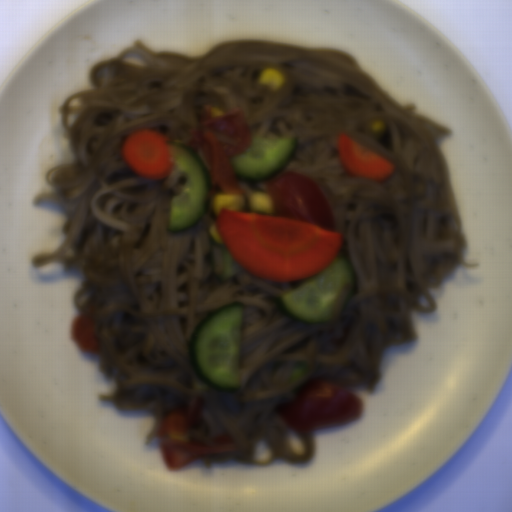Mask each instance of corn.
Here are the masks:
<instances>
[{"label": "corn", "mask_w": 512, "mask_h": 512, "mask_svg": "<svg viewBox=\"0 0 512 512\" xmlns=\"http://www.w3.org/2000/svg\"><path fill=\"white\" fill-rule=\"evenodd\" d=\"M245 198L239 192H221L214 194L211 198V207L217 215L222 208H228L234 211L242 210Z\"/></svg>", "instance_id": "51d56268"}, {"label": "corn", "mask_w": 512, "mask_h": 512, "mask_svg": "<svg viewBox=\"0 0 512 512\" xmlns=\"http://www.w3.org/2000/svg\"><path fill=\"white\" fill-rule=\"evenodd\" d=\"M250 213L273 215V197L268 192L252 191L248 199Z\"/></svg>", "instance_id": "f1292c28"}, {"label": "corn", "mask_w": 512, "mask_h": 512, "mask_svg": "<svg viewBox=\"0 0 512 512\" xmlns=\"http://www.w3.org/2000/svg\"><path fill=\"white\" fill-rule=\"evenodd\" d=\"M284 79V71L267 66L261 71L257 80L259 85L268 86L270 91L276 92L283 85Z\"/></svg>", "instance_id": "5cfa1b94"}, {"label": "corn", "mask_w": 512, "mask_h": 512, "mask_svg": "<svg viewBox=\"0 0 512 512\" xmlns=\"http://www.w3.org/2000/svg\"><path fill=\"white\" fill-rule=\"evenodd\" d=\"M386 129V123L382 119L373 120L371 124V130L373 133L381 134Z\"/></svg>", "instance_id": "cfcad685"}, {"label": "corn", "mask_w": 512, "mask_h": 512, "mask_svg": "<svg viewBox=\"0 0 512 512\" xmlns=\"http://www.w3.org/2000/svg\"><path fill=\"white\" fill-rule=\"evenodd\" d=\"M208 232H209V235L210 237L212 238L213 241L219 243L220 245H223L219 239V235H218V231H217V227L216 225H211L209 226L208 228Z\"/></svg>", "instance_id": "2b8c4276"}, {"label": "corn", "mask_w": 512, "mask_h": 512, "mask_svg": "<svg viewBox=\"0 0 512 512\" xmlns=\"http://www.w3.org/2000/svg\"><path fill=\"white\" fill-rule=\"evenodd\" d=\"M169 439H181L187 443H190V438L188 435V432L186 433H174V434H167Z\"/></svg>", "instance_id": "79e197a2"}, {"label": "corn", "mask_w": 512, "mask_h": 512, "mask_svg": "<svg viewBox=\"0 0 512 512\" xmlns=\"http://www.w3.org/2000/svg\"><path fill=\"white\" fill-rule=\"evenodd\" d=\"M210 108V112H211V115L213 117H219V116H222V115H225L226 113L224 111H222L219 107H214V106H211L209 107Z\"/></svg>", "instance_id": "30e3d8cc"}]
</instances>
